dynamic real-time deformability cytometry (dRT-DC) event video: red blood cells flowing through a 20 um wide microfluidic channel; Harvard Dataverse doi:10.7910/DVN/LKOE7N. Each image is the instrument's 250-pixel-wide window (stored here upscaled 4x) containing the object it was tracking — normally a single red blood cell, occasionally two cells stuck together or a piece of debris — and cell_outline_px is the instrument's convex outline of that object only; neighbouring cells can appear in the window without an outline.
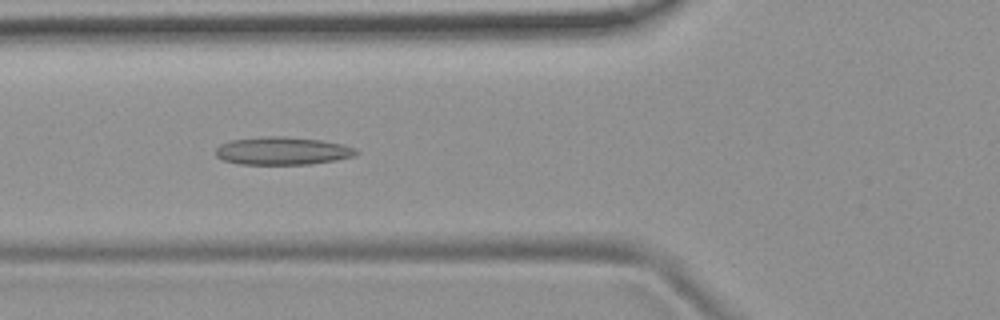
{"species": "common noctule bat (a hibernating species)", "species_latin": "Nyctalus noctula", "temperature_condition": "room temperature", "stored_images_in_passage": 28, "camera_frame_rate_fps": 3000, "um_per_image_px": 0.085, "animal": {"sex": "female", "body_mass_g": 19.9}, "frame": {"image": 1, "passage_image": 19, "time_ms": 6.0, "image_size_px": [1000, 320], "cell_outline_px": [[360, 152], [356, 156], [336, 160], [312, 164], [240, 164], [224, 160], [216, 156], [216, 148], [220, 144], [228, 140], [268, 136], [284, 136], [320, 140], [340, 144], [356, 148]], "centroid_in_image_um": [24.02, 12.82], "position_along_channel_um": 101.8, "area_um2": 22.89}}
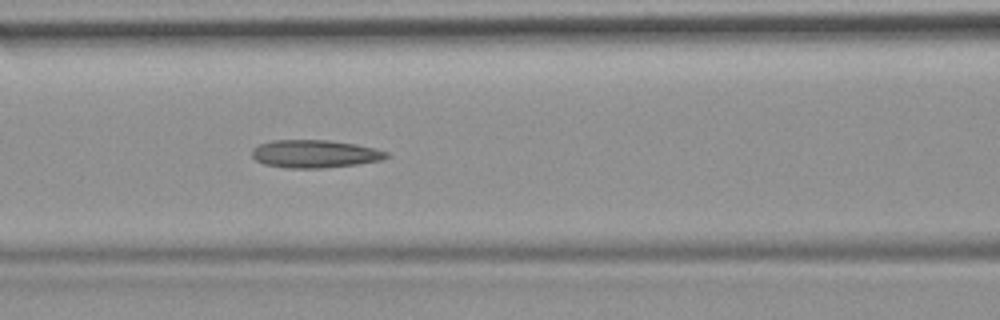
{"frame": {"image": 2, "passage_image": 22, "time_ms": 7.0, "image_size_px": [1000, 320], "cell_outline_px": [[388, 156], [380, 160], [356, 164], [324, 168], [288, 168], [264, 164], [256, 160], [252, 156], [252, 148], [260, 144], [272, 140], [328, 140], [356, 144], [376, 148], [388, 152]], "centroid_in_image_um": [26.74, 13.07], "position_along_channel_um": 139.9, "area_um2": 21.79}}
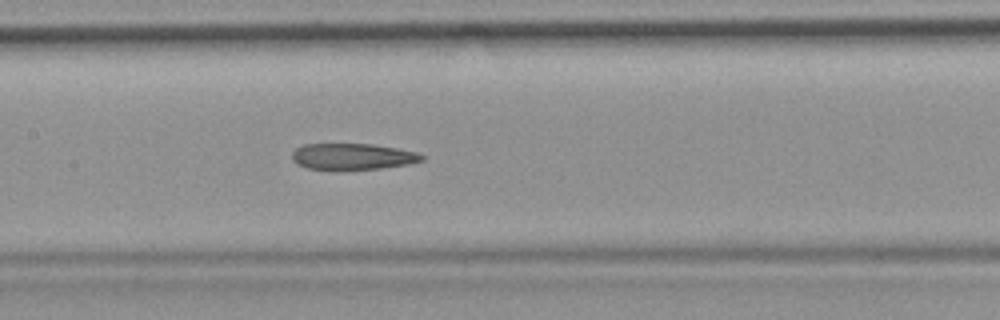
{"frame": {"image": 3, "passage_image": 25, "time_ms": 8.0, "image_size_px": [1000, 320], "cell_outline_px": [[424, 160], [408, 164], [380, 168], [308, 168], [296, 164], [292, 160], [292, 152], [296, 148], [304, 144], [372, 144], [396, 148], [416, 152], [424, 156]], "centroid_in_image_um": [29.96, 13.28], "position_along_channel_um": 177.4, "area_um2": 19.36}}